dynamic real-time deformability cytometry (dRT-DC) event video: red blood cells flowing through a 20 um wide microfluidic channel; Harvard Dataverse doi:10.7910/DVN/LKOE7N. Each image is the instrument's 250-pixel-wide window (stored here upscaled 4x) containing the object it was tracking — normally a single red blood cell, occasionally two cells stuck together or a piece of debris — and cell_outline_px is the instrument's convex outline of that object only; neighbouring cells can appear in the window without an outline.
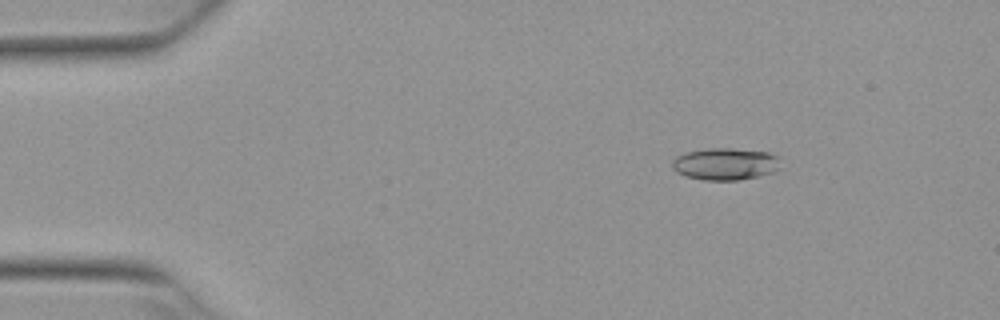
{"species": "Egyptian fruit bat (a non-hibernating species)", "species_latin": "Rousettus aegyptiacus", "temperature_condition": "warm", "stored_images_in_passage": 51, "camera_frame_rate_fps": 3000, "um_per_image_px": 0.085, "animal": {"sex": "female"}, "frame": {"image": 1, "passage_image": 6, "time_ms": 1.667, "image_size_px": [1000, 320], "cell_outline_px": [[776, 172], [740, 180], [704, 180], [684, 176], [676, 172], [672, 168], [672, 160], [676, 156], [688, 152], [708, 148], [732, 148], [768, 152], [776, 156]], "centroid_in_image_um": [61.58, 13.94], "position_along_channel_um": 23.4, "area_um2": 20.11}}
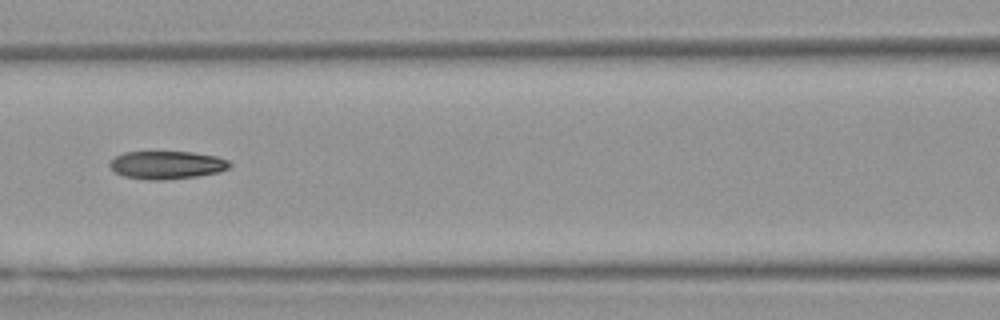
{"frame": {"image": 2, "passage_image": 22, "time_ms": 7.0, "image_size_px": [1000, 320], "cell_outline_px": [[232, 164], [228, 168], [216, 172], [196, 176], [164, 180], [148, 180], [124, 176], [116, 172], [108, 164], [116, 156], [124, 152], [192, 152], [216, 156], [228, 160]], "centroid_in_image_um": [14.17, 14.02], "position_along_channel_um": 152.4, "area_um2": 19.36}}
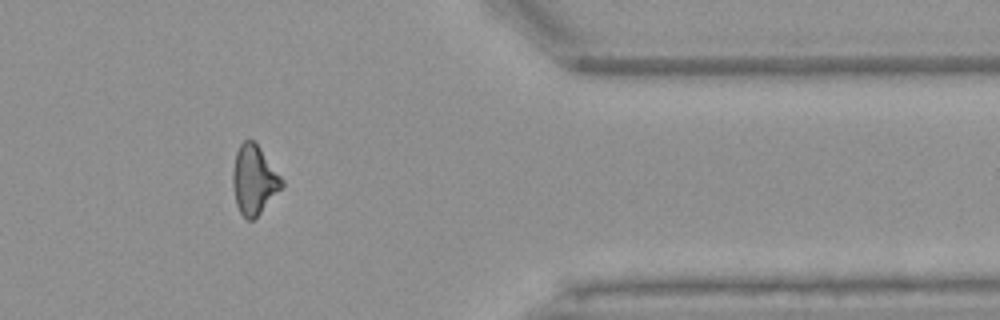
{"frame": {"image": 3, "passage_image": 42, "time_ms": 13.667, "image_size_px": [1000, 320], "cell_outline_px": [[284, 184], [260, 212], [252, 220], [248, 220], [240, 212], [236, 204], [232, 184], [232, 172], [236, 152], [240, 144], [244, 140], [252, 140], [260, 148], [284, 180]], "centroid_in_image_um": [21.57, 15.27], "position_along_channel_um": 389.8, "area_um2": 19.36}, "authors_computed_cell_mechanics": {"area_um2": 19.8832, "velocity_mm_per_s": 3.8824, "shape_relaxation_time_tau1_ms": 8.5335, "shape_relaxation_time_tau2_ms": 5.5396, "deformation_change_tau1": 0.2228, "deformation_change_tau2": 0.1564}}